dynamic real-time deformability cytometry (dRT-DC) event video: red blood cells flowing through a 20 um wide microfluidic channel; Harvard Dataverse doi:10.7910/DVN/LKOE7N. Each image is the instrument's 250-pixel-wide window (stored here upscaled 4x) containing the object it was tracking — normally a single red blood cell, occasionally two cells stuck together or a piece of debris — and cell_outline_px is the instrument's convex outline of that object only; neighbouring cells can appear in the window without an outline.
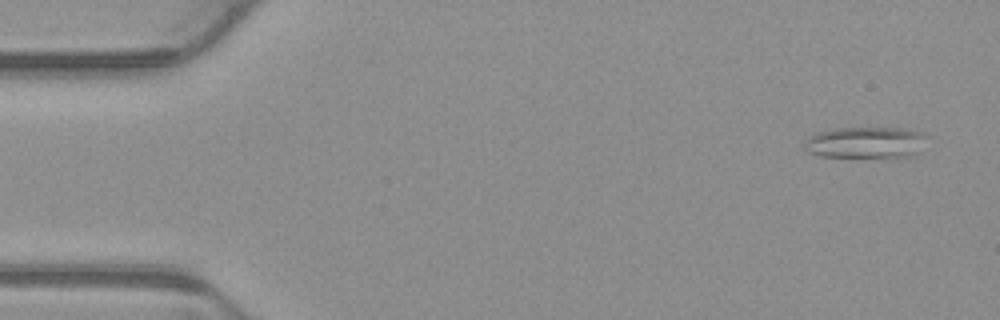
{"species": "common noctule bat (a hibernating species)", "species_latin": "Nyctalus noctula", "temperature_condition": "warm", "stored_images_in_passage": 5, "camera_frame_rate_fps": 3000, "um_per_image_px": 0.085, "animal": {"sex": "male", "body_mass_g": 23.1, "forearm_length_mm": 52.7}, "frame": {"image": 1, "passage_image": 1, "time_ms": 0.0, "image_size_px": [1000, 320], "cell_outline_px": [[928, 136], [920, 152], [912, 156], [820, 156], [808, 152], [804, 148], [804, 140], [808, 136], [816, 132], [832, 128], [900, 128], [924, 132]], "centroid_in_image_um": [73.58, 12.09], "position_along_channel_um": 11.4, "area_um2": 22.54}}